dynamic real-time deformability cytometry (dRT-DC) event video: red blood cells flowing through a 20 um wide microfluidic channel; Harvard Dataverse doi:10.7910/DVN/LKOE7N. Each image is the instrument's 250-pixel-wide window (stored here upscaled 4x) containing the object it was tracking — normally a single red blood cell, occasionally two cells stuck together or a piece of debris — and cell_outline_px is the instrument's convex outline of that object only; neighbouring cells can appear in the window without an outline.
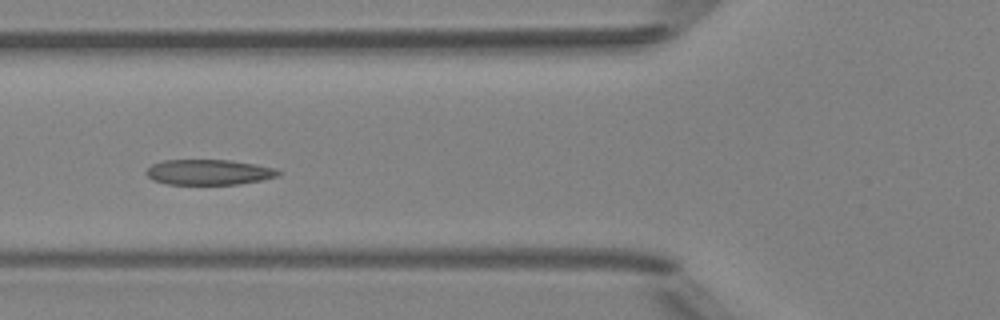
{"species": "Egyptian fruit bat (a non-hibernating species)", "species_latin": "Rousettus aegyptiacus", "temperature_condition": "room temperature", "stored_images_in_passage": 5, "camera_frame_rate_fps": 3000, "um_per_image_px": 0.085, "animal": {"sex": "female"}, "frame": {"image": 1, "passage_image": 5, "time_ms": 4.667, "image_size_px": [1000, 320], "cell_outline_px": [[280, 176], [240, 184], [168, 184], [152, 180], [144, 172], [152, 164], [164, 160], [228, 160], [256, 164], [276, 168], [280, 172]], "centroid_in_image_um": [17.75, 14.63], "position_along_channel_um": 108.0, "area_um2": 19.54}}